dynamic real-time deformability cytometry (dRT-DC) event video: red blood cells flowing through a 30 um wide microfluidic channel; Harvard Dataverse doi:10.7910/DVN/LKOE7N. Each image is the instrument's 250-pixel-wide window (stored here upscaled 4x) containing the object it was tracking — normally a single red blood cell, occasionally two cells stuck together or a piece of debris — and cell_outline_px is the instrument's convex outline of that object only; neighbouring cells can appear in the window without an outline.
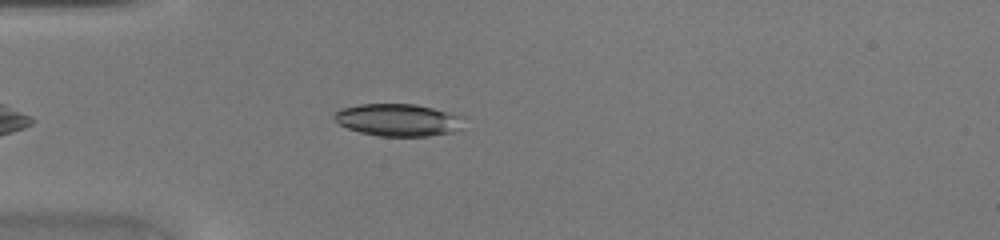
{"species": "common noctule bat (a hibernating species)", "species_latin": "Nyctalus noctula", "temperature_condition": "warm", "stored_images_in_passage": 35, "camera_frame_rate_fps": 3000, "um_per_image_px": 0.085, "animal": {"sex": "female", "body_mass_g": 20.0, "forearm_length_mm": 54.0}, "frame": {"image": 1, "passage_image": 5, "time_ms": 1.333, "image_size_px": [1000, 240], "cell_outline_px": [[464, 128], [452, 132], [428, 136], [380, 136], [360, 132], [348, 128], [340, 124], [332, 116], [340, 108], [360, 104], [416, 104], [464, 116]], "centroid_in_image_um": [33.88, 10.19], "position_along_channel_um": 51.1, "area_um2": 24.51}}
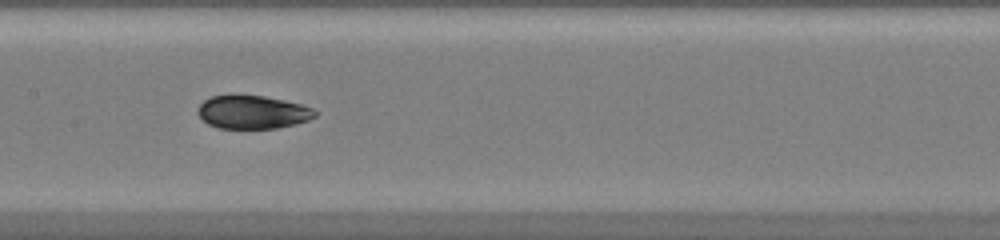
{"frame": {"image": 2, "passage_image": 15, "time_ms": 4.667, "image_size_px": [1000, 240], "cell_outline_px": [[316, 116], [308, 120], [296, 124], [276, 128], [220, 128], [208, 124], [196, 112], [200, 104], [204, 100], [212, 96], [264, 96], [284, 100], [300, 104], [312, 108], [316, 112]], "centroid_in_image_um": [21.48, 9.54], "position_along_channel_um": 185.9, "area_um2": 22.43}}
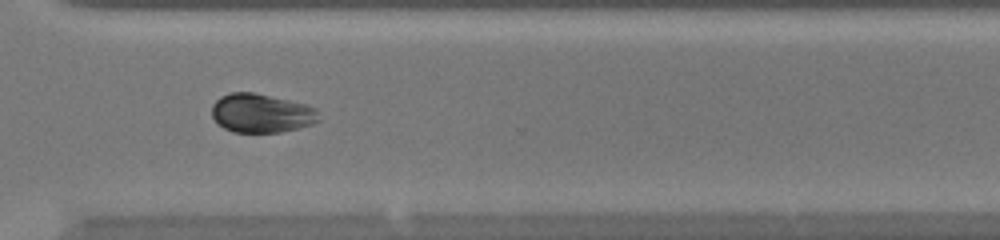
{"frame": {"image": 3, "passage_image": 26, "time_ms": 8.333, "image_size_px": [1000, 240], "cell_outline_px": [[320, 120], [312, 124], [280, 132], [232, 132], [224, 128], [212, 116], [212, 104], [220, 96], [232, 92], [252, 92], [308, 104], [316, 108]], "centroid_in_image_um": [22.22, 9.61], "position_along_channel_um": 348.4, "area_um2": 24.22}}